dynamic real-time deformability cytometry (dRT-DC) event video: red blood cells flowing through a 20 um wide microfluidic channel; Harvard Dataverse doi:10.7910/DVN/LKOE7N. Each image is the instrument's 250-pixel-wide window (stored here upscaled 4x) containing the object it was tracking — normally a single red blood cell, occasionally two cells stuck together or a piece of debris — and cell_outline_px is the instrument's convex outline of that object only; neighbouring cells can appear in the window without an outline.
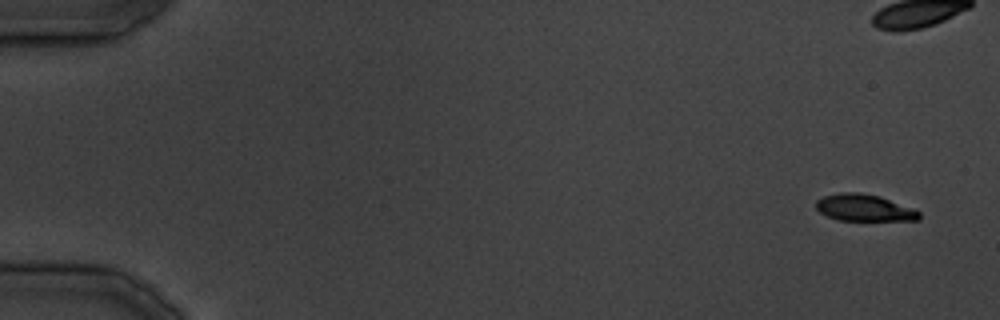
{"species": "common noctule bat (a hibernating species)", "species_latin": "Nyctalus noctula", "temperature_condition": "cold", "stored_images_in_passage": 9, "camera_frame_rate_fps": 3000, "um_per_image_px": 0.085, "animal": {"sex": "male", "body_mass_g": 19.5, "forearm_length_mm": 54.6}, "frame": {"image": 1, "passage_image": 1, "time_ms": 0.0, "image_size_px": [1000, 320], "cell_outline_px": [[920, 220], [836, 220], [820, 212], [816, 208], [816, 200], [824, 196], [840, 192], [860, 192], [880, 196], [916, 208], [920, 212]], "centroid_in_image_um": [73.49, 17.65], "position_along_channel_um": 11.5, "area_um2": 16.3}}